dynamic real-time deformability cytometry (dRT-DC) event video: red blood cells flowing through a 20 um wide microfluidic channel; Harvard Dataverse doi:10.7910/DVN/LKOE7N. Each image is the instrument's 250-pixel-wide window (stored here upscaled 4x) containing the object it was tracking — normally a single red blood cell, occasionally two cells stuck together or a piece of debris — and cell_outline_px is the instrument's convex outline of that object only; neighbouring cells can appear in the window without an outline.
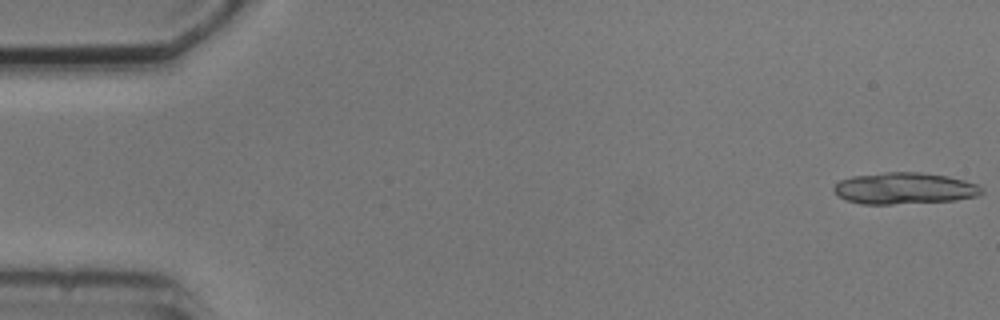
{"species": "common noctule bat (a hibernating species)", "species_latin": "Nyctalus noctula", "temperature_condition": "cold", "stored_images_in_passage": 7, "camera_frame_rate_fps": 3000, "um_per_image_px": 0.085, "animal": {"sex": "male", "body_mass_g": 20.5, "forearm_length_mm": 52.5}, "frame": {"image": 1, "passage_image": 1, "time_ms": 0.0, "image_size_px": [1000, 320], "cell_outline_px": [[984, 192], [980, 196], [956, 200], [892, 204], [860, 204], [844, 200], [836, 196], [832, 188], [840, 180], [852, 176], [884, 172], [924, 172], [948, 176], [980, 184], [984, 188]], "centroid_in_image_um": [76.9, 16.01], "position_along_channel_um": 8.1, "area_um2": 27.69}}
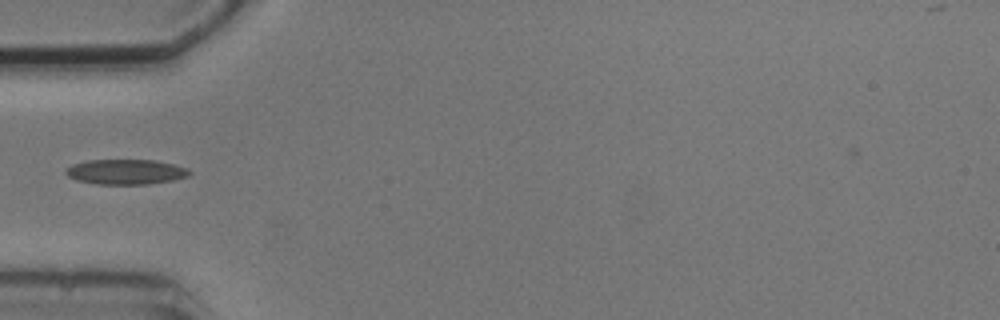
{"frame": {"image": 2, "passage_image": 6, "time_ms": 5.667, "image_size_px": [1000, 320], "cell_outline_px": [[192, 172], [188, 176], [172, 180], [148, 184], [96, 184], [76, 180], [68, 176], [64, 172], [72, 164], [88, 160], [156, 160], [188, 168]], "centroid_in_image_um": [10.69, 14.6], "position_along_channel_um": 74.3, "area_um2": 18.03}}
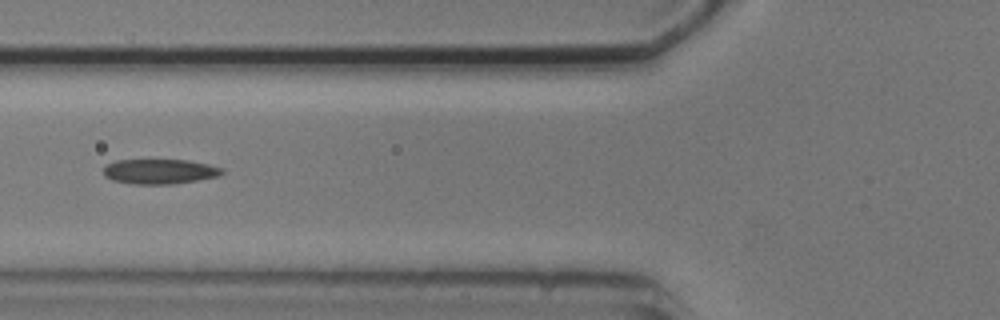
{"frame": {"image": 3, "passage_image": 7, "time_ms": 6.667, "image_size_px": [1000, 320], "cell_outline_px": [[224, 172], [220, 176], [172, 184], [132, 184], [112, 180], [104, 176], [104, 168], [108, 164], [116, 160], [188, 160], [208, 164], [224, 168]], "centroid_in_image_um": [13.59, 14.58], "position_along_channel_um": 112.2, "area_um2": 17.22}}